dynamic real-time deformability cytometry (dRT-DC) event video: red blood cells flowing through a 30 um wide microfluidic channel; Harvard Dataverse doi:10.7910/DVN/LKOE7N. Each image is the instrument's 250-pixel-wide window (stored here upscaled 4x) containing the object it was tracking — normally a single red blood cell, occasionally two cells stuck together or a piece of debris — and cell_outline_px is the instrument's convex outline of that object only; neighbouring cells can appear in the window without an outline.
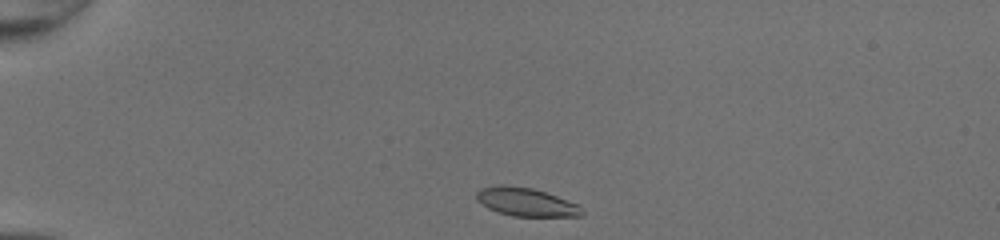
{"species": "common noctule bat (a hibernating species)", "species_latin": "Nyctalus noctula", "temperature_condition": "room temperature", "stored_images_in_passage": 38, "camera_frame_rate_fps": 3000, "um_per_image_px": 0.085, "animal": {"sex": "female", "body_mass_g": 20.0, "forearm_length_mm": 54.0}, "frame": {"image": 1, "passage_image": 1, "time_ms": 0.0, "image_size_px": [1000, 240], "cell_outline_px": [[584, 212], [580, 216], [512, 216], [488, 208], [476, 200], [476, 192], [480, 188], [500, 184], [504, 184], [532, 188], [580, 204]], "centroid_in_image_um": [44.71, 17.16], "position_along_channel_um": 40.3, "area_um2": 17.46}}
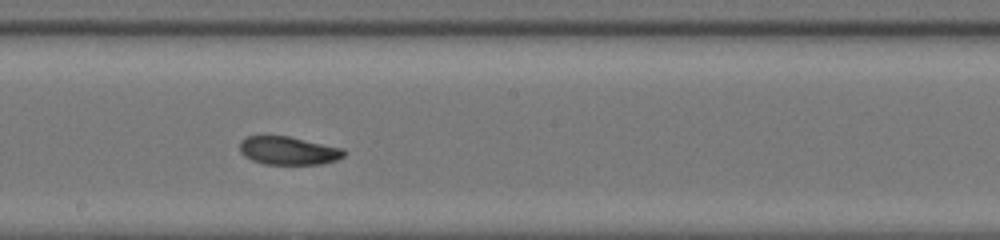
{"frame": {"image": 2, "passage_image": 18, "time_ms": 5.667, "image_size_px": [1000, 240], "cell_outline_px": [[344, 156], [336, 160], [320, 164], [264, 164], [252, 160], [244, 156], [240, 152], [240, 140], [244, 136], [288, 136], [344, 148]], "centroid_in_image_um": [24.49, 12.8], "position_along_channel_um": 223.7, "area_um2": 17.17}}
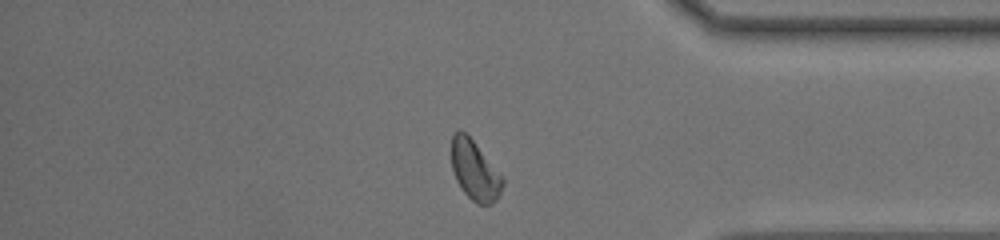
{"frame": {"image": 3, "passage_image": 31, "time_ms": 10.0, "image_size_px": [1000, 240], "cell_outline_px": [[504, 184], [500, 196], [492, 204], [476, 204], [464, 192], [456, 180], [452, 168], [452, 136], [460, 128], [472, 140], [504, 176]], "centroid_in_image_um": [40.39, 14.52], "position_along_channel_um": 394.8, "area_um2": 17.8}, "authors_computed_cell_mechanics": {"area_um2": 17.629, "velocity_mm_per_s": 4.2641, "shape_relaxation_time_tau1_ms": 2.485, "shape_relaxation_time_tau2_ms": 2.4895, "deformation_change_tau1": 0.1101, "deformation_change_tau2": 0.0794}}